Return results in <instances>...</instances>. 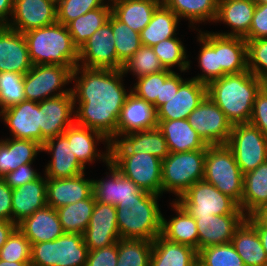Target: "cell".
Instances as JSON below:
<instances>
[{
  "instance_id": "obj_1",
  "label": "cell",
  "mask_w": 267,
  "mask_h": 266,
  "mask_svg": "<svg viewBox=\"0 0 267 266\" xmlns=\"http://www.w3.org/2000/svg\"><path fill=\"white\" fill-rule=\"evenodd\" d=\"M80 74V75H79ZM122 69L76 66L72 72L75 123L116 141V128L130 91L123 85ZM78 104V106H77Z\"/></svg>"
},
{
  "instance_id": "obj_2",
  "label": "cell",
  "mask_w": 267,
  "mask_h": 266,
  "mask_svg": "<svg viewBox=\"0 0 267 266\" xmlns=\"http://www.w3.org/2000/svg\"><path fill=\"white\" fill-rule=\"evenodd\" d=\"M262 81L249 70L224 75L207 85V95L233 124L248 123Z\"/></svg>"
},
{
  "instance_id": "obj_3",
  "label": "cell",
  "mask_w": 267,
  "mask_h": 266,
  "mask_svg": "<svg viewBox=\"0 0 267 266\" xmlns=\"http://www.w3.org/2000/svg\"><path fill=\"white\" fill-rule=\"evenodd\" d=\"M160 196L143 190L137 196V201H121L116 206L121 239L153 241L161 235L163 214L158 204Z\"/></svg>"
},
{
  "instance_id": "obj_4",
  "label": "cell",
  "mask_w": 267,
  "mask_h": 266,
  "mask_svg": "<svg viewBox=\"0 0 267 266\" xmlns=\"http://www.w3.org/2000/svg\"><path fill=\"white\" fill-rule=\"evenodd\" d=\"M23 34L33 65H78L79 49L73 43L67 26L56 22Z\"/></svg>"
},
{
  "instance_id": "obj_5",
  "label": "cell",
  "mask_w": 267,
  "mask_h": 266,
  "mask_svg": "<svg viewBox=\"0 0 267 266\" xmlns=\"http://www.w3.org/2000/svg\"><path fill=\"white\" fill-rule=\"evenodd\" d=\"M243 176L232 150L225 145L206 148L203 179L232 198L241 209Z\"/></svg>"
},
{
  "instance_id": "obj_6",
  "label": "cell",
  "mask_w": 267,
  "mask_h": 266,
  "mask_svg": "<svg viewBox=\"0 0 267 266\" xmlns=\"http://www.w3.org/2000/svg\"><path fill=\"white\" fill-rule=\"evenodd\" d=\"M206 150L169 152L162 160V195L170 192L177 200L193 184L203 180Z\"/></svg>"
},
{
  "instance_id": "obj_7",
  "label": "cell",
  "mask_w": 267,
  "mask_h": 266,
  "mask_svg": "<svg viewBox=\"0 0 267 266\" xmlns=\"http://www.w3.org/2000/svg\"><path fill=\"white\" fill-rule=\"evenodd\" d=\"M88 248L82 234L64 233L54 241L32 244L31 266H86Z\"/></svg>"
},
{
  "instance_id": "obj_8",
  "label": "cell",
  "mask_w": 267,
  "mask_h": 266,
  "mask_svg": "<svg viewBox=\"0 0 267 266\" xmlns=\"http://www.w3.org/2000/svg\"><path fill=\"white\" fill-rule=\"evenodd\" d=\"M76 66L40 64L24 75V93L26 100L41 102L71 92L65 88L72 82V72Z\"/></svg>"
},
{
  "instance_id": "obj_9",
  "label": "cell",
  "mask_w": 267,
  "mask_h": 266,
  "mask_svg": "<svg viewBox=\"0 0 267 266\" xmlns=\"http://www.w3.org/2000/svg\"><path fill=\"white\" fill-rule=\"evenodd\" d=\"M176 201L192 217L244 214L232 198L204 179L193 184Z\"/></svg>"
},
{
  "instance_id": "obj_10",
  "label": "cell",
  "mask_w": 267,
  "mask_h": 266,
  "mask_svg": "<svg viewBox=\"0 0 267 266\" xmlns=\"http://www.w3.org/2000/svg\"><path fill=\"white\" fill-rule=\"evenodd\" d=\"M109 162L142 190L162 196V160L144 151L110 154Z\"/></svg>"
},
{
  "instance_id": "obj_11",
  "label": "cell",
  "mask_w": 267,
  "mask_h": 266,
  "mask_svg": "<svg viewBox=\"0 0 267 266\" xmlns=\"http://www.w3.org/2000/svg\"><path fill=\"white\" fill-rule=\"evenodd\" d=\"M226 145L232 150L243 174L267 161V138L249 122L233 125Z\"/></svg>"
},
{
  "instance_id": "obj_12",
  "label": "cell",
  "mask_w": 267,
  "mask_h": 266,
  "mask_svg": "<svg viewBox=\"0 0 267 266\" xmlns=\"http://www.w3.org/2000/svg\"><path fill=\"white\" fill-rule=\"evenodd\" d=\"M187 120L208 145L228 143L233 124L208 95L189 114Z\"/></svg>"
},
{
  "instance_id": "obj_13",
  "label": "cell",
  "mask_w": 267,
  "mask_h": 266,
  "mask_svg": "<svg viewBox=\"0 0 267 266\" xmlns=\"http://www.w3.org/2000/svg\"><path fill=\"white\" fill-rule=\"evenodd\" d=\"M77 66L117 70V52L112 33V13L108 21L79 48Z\"/></svg>"
},
{
  "instance_id": "obj_14",
  "label": "cell",
  "mask_w": 267,
  "mask_h": 266,
  "mask_svg": "<svg viewBox=\"0 0 267 266\" xmlns=\"http://www.w3.org/2000/svg\"><path fill=\"white\" fill-rule=\"evenodd\" d=\"M0 117L12 138L36 141L41 145L46 141L41 135L39 102L24 100L0 111Z\"/></svg>"
},
{
  "instance_id": "obj_15",
  "label": "cell",
  "mask_w": 267,
  "mask_h": 266,
  "mask_svg": "<svg viewBox=\"0 0 267 266\" xmlns=\"http://www.w3.org/2000/svg\"><path fill=\"white\" fill-rule=\"evenodd\" d=\"M83 236L88 251L117 243L120 235L116 219V206L96 201Z\"/></svg>"
},
{
  "instance_id": "obj_16",
  "label": "cell",
  "mask_w": 267,
  "mask_h": 266,
  "mask_svg": "<svg viewBox=\"0 0 267 266\" xmlns=\"http://www.w3.org/2000/svg\"><path fill=\"white\" fill-rule=\"evenodd\" d=\"M7 27L25 33L57 22L56 5L49 0H14Z\"/></svg>"
},
{
  "instance_id": "obj_17",
  "label": "cell",
  "mask_w": 267,
  "mask_h": 266,
  "mask_svg": "<svg viewBox=\"0 0 267 266\" xmlns=\"http://www.w3.org/2000/svg\"><path fill=\"white\" fill-rule=\"evenodd\" d=\"M72 91L39 102L41 135L47 140L63 132L75 122Z\"/></svg>"
},
{
  "instance_id": "obj_18",
  "label": "cell",
  "mask_w": 267,
  "mask_h": 266,
  "mask_svg": "<svg viewBox=\"0 0 267 266\" xmlns=\"http://www.w3.org/2000/svg\"><path fill=\"white\" fill-rule=\"evenodd\" d=\"M207 96V85L196 79H185L173 95L157 111V120L187 119L189 114Z\"/></svg>"
},
{
  "instance_id": "obj_19",
  "label": "cell",
  "mask_w": 267,
  "mask_h": 266,
  "mask_svg": "<svg viewBox=\"0 0 267 266\" xmlns=\"http://www.w3.org/2000/svg\"><path fill=\"white\" fill-rule=\"evenodd\" d=\"M42 151L51 155V160L45 166L46 178L76 177L86 169L71 152V145L63 134L47 139L42 145Z\"/></svg>"
},
{
  "instance_id": "obj_20",
  "label": "cell",
  "mask_w": 267,
  "mask_h": 266,
  "mask_svg": "<svg viewBox=\"0 0 267 266\" xmlns=\"http://www.w3.org/2000/svg\"><path fill=\"white\" fill-rule=\"evenodd\" d=\"M246 217L245 214L193 217L198 231V251L209 246L230 243L235 230Z\"/></svg>"
},
{
  "instance_id": "obj_21",
  "label": "cell",
  "mask_w": 267,
  "mask_h": 266,
  "mask_svg": "<svg viewBox=\"0 0 267 266\" xmlns=\"http://www.w3.org/2000/svg\"><path fill=\"white\" fill-rule=\"evenodd\" d=\"M142 151L161 160L169 155L166 140L158 127L122 135L109 145V154H138Z\"/></svg>"
},
{
  "instance_id": "obj_22",
  "label": "cell",
  "mask_w": 267,
  "mask_h": 266,
  "mask_svg": "<svg viewBox=\"0 0 267 266\" xmlns=\"http://www.w3.org/2000/svg\"><path fill=\"white\" fill-rule=\"evenodd\" d=\"M63 135L68 139L71 145V149L78 161L86 168V165L93 163L96 160H102L106 164L109 162V145L110 141L105 138L98 131L92 130L91 128L83 127L76 124L75 122L70 125L64 132ZM99 142H105L106 151L102 152L97 149ZM98 143V144H97Z\"/></svg>"
},
{
  "instance_id": "obj_23",
  "label": "cell",
  "mask_w": 267,
  "mask_h": 266,
  "mask_svg": "<svg viewBox=\"0 0 267 266\" xmlns=\"http://www.w3.org/2000/svg\"><path fill=\"white\" fill-rule=\"evenodd\" d=\"M156 108L130 91L121 109L116 128V140L126 134L157 127Z\"/></svg>"
},
{
  "instance_id": "obj_24",
  "label": "cell",
  "mask_w": 267,
  "mask_h": 266,
  "mask_svg": "<svg viewBox=\"0 0 267 266\" xmlns=\"http://www.w3.org/2000/svg\"><path fill=\"white\" fill-rule=\"evenodd\" d=\"M106 166L110 172L106 174L108 179L92 180L95 200L114 206H117L121 201H137V196L143 190L131 179L123 176L111 162H108Z\"/></svg>"
},
{
  "instance_id": "obj_25",
  "label": "cell",
  "mask_w": 267,
  "mask_h": 266,
  "mask_svg": "<svg viewBox=\"0 0 267 266\" xmlns=\"http://www.w3.org/2000/svg\"><path fill=\"white\" fill-rule=\"evenodd\" d=\"M32 67L24 34L0 26V72L25 75Z\"/></svg>"
},
{
  "instance_id": "obj_26",
  "label": "cell",
  "mask_w": 267,
  "mask_h": 266,
  "mask_svg": "<svg viewBox=\"0 0 267 266\" xmlns=\"http://www.w3.org/2000/svg\"><path fill=\"white\" fill-rule=\"evenodd\" d=\"M84 177L85 172L71 178H47V205L58 209L89 198L93 194V179Z\"/></svg>"
},
{
  "instance_id": "obj_27",
  "label": "cell",
  "mask_w": 267,
  "mask_h": 266,
  "mask_svg": "<svg viewBox=\"0 0 267 266\" xmlns=\"http://www.w3.org/2000/svg\"><path fill=\"white\" fill-rule=\"evenodd\" d=\"M256 2L254 0H218V13L215 22L228 25L230 32H214L222 36L242 37L248 33Z\"/></svg>"
},
{
  "instance_id": "obj_28",
  "label": "cell",
  "mask_w": 267,
  "mask_h": 266,
  "mask_svg": "<svg viewBox=\"0 0 267 266\" xmlns=\"http://www.w3.org/2000/svg\"><path fill=\"white\" fill-rule=\"evenodd\" d=\"M17 228L31 244L54 241L65 233L56 209L48 205L24 218L17 224Z\"/></svg>"
},
{
  "instance_id": "obj_29",
  "label": "cell",
  "mask_w": 267,
  "mask_h": 266,
  "mask_svg": "<svg viewBox=\"0 0 267 266\" xmlns=\"http://www.w3.org/2000/svg\"><path fill=\"white\" fill-rule=\"evenodd\" d=\"M46 192V176L12 189V222L18 224L35 211L44 208L47 205Z\"/></svg>"
},
{
  "instance_id": "obj_30",
  "label": "cell",
  "mask_w": 267,
  "mask_h": 266,
  "mask_svg": "<svg viewBox=\"0 0 267 266\" xmlns=\"http://www.w3.org/2000/svg\"><path fill=\"white\" fill-rule=\"evenodd\" d=\"M157 121V127L166 140L169 152L206 150L209 146L191 127L187 119Z\"/></svg>"
},
{
  "instance_id": "obj_31",
  "label": "cell",
  "mask_w": 267,
  "mask_h": 266,
  "mask_svg": "<svg viewBox=\"0 0 267 266\" xmlns=\"http://www.w3.org/2000/svg\"><path fill=\"white\" fill-rule=\"evenodd\" d=\"M42 145L36 141L6 138L0 139V178L19 166L33 163Z\"/></svg>"
},
{
  "instance_id": "obj_32",
  "label": "cell",
  "mask_w": 267,
  "mask_h": 266,
  "mask_svg": "<svg viewBox=\"0 0 267 266\" xmlns=\"http://www.w3.org/2000/svg\"><path fill=\"white\" fill-rule=\"evenodd\" d=\"M111 13L134 31H141L149 24L162 0H112Z\"/></svg>"
},
{
  "instance_id": "obj_33",
  "label": "cell",
  "mask_w": 267,
  "mask_h": 266,
  "mask_svg": "<svg viewBox=\"0 0 267 266\" xmlns=\"http://www.w3.org/2000/svg\"><path fill=\"white\" fill-rule=\"evenodd\" d=\"M197 257L198 252L193 247L160 235L153 240L150 266H197Z\"/></svg>"
},
{
  "instance_id": "obj_34",
  "label": "cell",
  "mask_w": 267,
  "mask_h": 266,
  "mask_svg": "<svg viewBox=\"0 0 267 266\" xmlns=\"http://www.w3.org/2000/svg\"><path fill=\"white\" fill-rule=\"evenodd\" d=\"M176 216L168 221L162 217L161 235L180 244L193 247L198 252V231L195 219L175 200L170 203Z\"/></svg>"
},
{
  "instance_id": "obj_35",
  "label": "cell",
  "mask_w": 267,
  "mask_h": 266,
  "mask_svg": "<svg viewBox=\"0 0 267 266\" xmlns=\"http://www.w3.org/2000/svg\"><path fill=\"white\" fill-rule=\"evenodd\" d=\"M231 243L245 266H267V254L257 230L247 219L235 230Z\"/></svg>"
},
{
  "instance_id": "obj_36",
  "label": "cell",
  "mask_w": 267,
  "mask_h": 266,
  "mask_svg": "<svg viewBox=\"0 0 267 266\" xmlns=\"http://www.w3.org/2000/svg\"><path fill=\"white\" fill-rule=\"evenodd\" d=\"M218 67H221V77L248 70L247 43L244 38L218 34Z\"/></svg>"
},
{
  "instance_id": "obj_37",
  "label": "cell",
  "mask_w": 267,
  "mask_h": 266,
  "mask_svg": "<svg viewBox=\"0 0 267 266\" xmlns=\"http://www.w3.org/2000/svg\"><path fill=\"white\" fill-rule=\"evenodd\" d=\"M267 205V161L243 176L241 210L246 216Z\"/></svg>"
},
{
  "instance_id": "obj_38",
  "label": "cell",
  "mask_w": 267,
  "mask_h": 266,
  "mask_svg": "<svg viewBox=\"0 0 267 266\" xmlns=\"http://www.w3.org/2000/svg\"><path fill=\"white\" fill-rule=\"evenodd\" d=\"M179 20L180 18L162 3L140 33L142 45L152 47L165 39L176 37Z\"/></svg>"
},
{
  "instance_id": "obj_39",
  "label": "cell",
  "mask_w": 267,
  "mask_h": 266,
  "mask_svg": "<svg viewBox=\"0 0 267 266\" xmlns=\"http://www.w3.org/2000/svg\"><path fill=\"white\" fill-rule=\"evenodd\" d=\"M162 3L172 10L181 20L187 19L189 27L196 29L194 24L214 22L218 13V0H162Z\"/></svg>"
},
{
  "instance_id": "obj_40",
  "label": "cell",
  "mask_w": 267,
  "mask_h": 266,
  "mask_svg": "<svg viewBox=\"0 0 267 266\" xmlns=\"http://www.w3.org/2000/svg\"><path fill=\"white\" fill-rule=\"evenodd\" d=\"M197 31V41L202 46L196 59L202 73H198L193 79L208 85L211 81L221 78V67H218V34L207 30Z\"/></svg>"
},
{
  "instance_id": "obj_41",
  "label": "cell",
  "mask_w": 267,
  "mask_h": 266,
  "mask_svg": "<svg viewBox=\"0 0 267 266\" xmlns=\"http://www.w3.org/2000/svg\"><path fill=\"white\" fill-rule=\"evenodd\" d=\"M96 203L94 194L85 200L64 205L56 209L65 233L82 234L85 232Z\"/></svg>"
},
{
  "instance_id": "obj_42",
  "label": "cell",
  "mask_w": 267,
  "mask_h": 266,
  "mask_svg": "<svg viewBox=\"0 0 267 266\" xmlns=\"http://www.w3.org/2000/svg\"><path fill=\"white\" fill-rule=\"evenodd\" d=\"M104 7L91 10L71 21L68 31L73 39V43L78 49L89 39V37L100 27H102L111 15V4L109 1Z\"/></svg>"
},
{
  "instance_id": "obj_43",
  "label": "cell",
  "mask_w": 267,
  "mask_h": 266,
  "mask_svg": "<svg viewBox=\"0 0 267 266\" xmlns=\"http://www.w3.org/2000/svg\"><path fill=\"white\" fill-rule=\"evenodd\" d=\"M112 33L117 52V70L122 69L127 60L142 46L140 33L119 21L112 14Z\"/></svg>"
},
{
  "instance_id": "obj_44",
  "label": "cell",
  "mask_w": 267,
  "mask_h": 266,
  "mask_svg": "<svg viewBox=\"0 0 267 266\" xmlns=\"http://www.w3.org/2000/svg\"><path fill=\"white\" fill-rule=\"evenodd\" d=\"M186 47L178 37L165 39L158 44L152 46L154 53L157 55L164 69L173 71L176 65L182 72H187L191 68L190 60L186 53Z\"/></svg>"
},
{
  "instance_id": "obj_45",
  "label": "cell",
  "mask_w": 267,
  "mask_h": 266,
  "mask_svg": "<svg viewBox=\"0 0 267 266\" xmlns=\"http://www.w3.org/2000/svg\"><path fill=\"white\" fill-rule=\"evenodd\" d=\"M153 241L119 239L116 266H150Z\"/></svg>"
},
{
  "instance_id": "obj_46",
  "label": "cell",
  "mask_w": 267,
  "mask_h": 266,
  "mask_svg": "<svg viewBox=\"0 0 267 266\" xmlns=\"http://www.w3.org/2000/svg\"><path fill=\"white\" fill-rule=\"evenodd\" d=\"M197 266H245L233 244H218L198 251Z\"/></svg>"
},
{
  "instance_id": "obj_47",
  "label": "cell",
  "mask_w": 267,
  "mask_h": 266,
  "mask_svg": "<svg viewBox=\"0 0 267 266\" xmlns=\"http://www.w3.org/2000/svg\"><path fill=\"white\" fill-rule=\"evenodd\" d=\"M164 70L152 47L142 45L123 65L124 75L133 72L136 79Z\"/></svg>"
},
{
  "instance_id": "obj_48",
  "label": "cell",
  "mask_w": 267,
  "mask_h": 266,
  "mask_svg": "<svg viewBox=\"0 0 267 266\" xmlns=\"http://www.w3.org/2000/svg\"><path fill=\"white\" fill-rule=\"evenodd\" d=\"M26 100L24 75L0 72V111Z\"/></svg>"
},
{
  "instance_id": "obj_49",
  "label": "cell",
  "mask_w": 267,
  "mask_h": 266,
  "mask_svg": "<svg viewBox=\"0 0 267 266\" xmlns=\"http://www.w3.org/2000/svg\"><path fill=\"white\" fill-rule=\"evenodd\" d=\"M173 71L164 69L157 73L148 74L147 76L137 79L134 87H130V91L136 96L151 103L157 110V99H161V82H165L166 78Z\"/></svg>"
},
{
  "instance_id": "obj_50",
  "label": "cell",
  "mask_w": 267,
  "mask_h": 266,
  "mask_svg": "<svg viewBox=\"0 0 267 266\" xmlns=\"http://www.w3.org/2000/svg\"><path fill=\"white\" fill-rule=\"evenodd\" d=\"M31 242L17 228L0 249V259L8 262H30Z\"/></svg>"
},
{
  "instance_id": "obj_51",
  "label": "cell",
  "mask_w": 267,
  "mask_h": 266,
  "mask_svg": "<svg viewBox=\"0 0 267 266\" xmlns=\"http://www.w3.org/2000/svg\"><path fill=\"white\" fill-rule=\"evenodd\" d=\"M106 0H61L56 6L57 22L67 26L71 21L79 16L104 7Z\"/></svg>"
},
{
  "instance_id": "obj_52",
  "label": "cell",
  "mask_w": 267,
  "mask_h": 266,
  "mask_svg": "<svg viewBox=\"0 0 267 266\" xmlns=\"http://www.w3.org/2000/svg\"><path fill=\"white\" fill-rule=\"evenodd\" d=\"M248 70L262 82L267 80V38L246 41Z\"/></svg>"
},
{
  "instance_id": "obj_53",
  "label": "cell",
  "mask_w": 267,
  "mask_h": 266,
  "mask_svg": "<svg viewBox=\"0 0 267 266\" xmlns=\"http://www.w3.org/2000/svg\"><path fill=\"white\" fill-rule=\"evenodd\" d=\"M118 242L108 247L88 251L86 266H116Z\"/></svg>"
},
{
  "instance_id": "obj_54",
  "label": "cell",
  "mask_w": 267,
  "mask_h": 266,
  "mask_svg": "<svg viewBox=\"0 0 267 266\" xmlns=\"http://www.w3.org/2000/svg\"><path fill=\"white\" fill-rule=\"evenodd\" d=\"M249 123L256 126L267 138V92L263 88L256 96Z\"/></svg>"
},
{
  "instance_id": "obj_55",
  "label": "cell",
  "mask_w": 267,
  "mask_h": 266,
  "mask_svg": "<svg viewBox=\"0 0 267 266\" xmlns=\"http://www.w3.org/2000/svg\"><path fill=\"white\" fill-rule=\"evenodd\" d=\"M257 38H267V4L256 3L249 33L244 37L246 41Z\"/></svg>"
},
{
  "instance_id": "obj_56",
  "label": "cell",
  "mask_w": 267,
  "mask_h": 266,
  "mask_svg": "<svg viewBox=\"0 0 267 266\" xmlns=\"http://www.w3.org/2000/svg\"><path fill=\"white\" fill-rule=\"evenodd\" d=\"M32 164L33 163L21 165L16 170L5 175L3 179L6 184L11 189H15L38 179L41 175L33 169Z\"/></svg>"
},
{
  "instance_id": "obj_57",
  "label": "cell",
  "mask_w": 267,
  "mask_h": 266,
  "mask_svg": "<svg viewBox=\"0 0 267 266\" xmlns=\"http://www.w3.org/2000/svg\"><path fill=\"white\" fill-rule=\"evenodd\" d=\"M185 80L173 71L165 80V82H161V99H157V109L167 102L173 95H176L179 86Z\"/></svg>"
},
{
  "instance_id": "obj_58",
  "label": "cell",
  "mask_w": 267,
  "mask_h": 266,
  "mask_svg": "<svg viewBox=\"0 0 267 266\" xmlns=\"http://www.w3.org/2000/svg\"><path fill=\"white\" fill-rule=\"evenodd\" d=\"M0 220L12 221V189L0 178Z\"/></svg>"
},
{
  "instance_id": "obj_59",
  "label": "cell",
  "mask_w": 267,
  "mask_h": 266,
  "mask_svg": "<svg viewBox=\"0 0 267 266\" xmlns=\"http://www.w3.org/2000/svg\"><path fill=\"white\" fill-rule=\"evenodd\" d=\"M14 0H0V26H7L13 13Z\"/></svg>"
},
{
  "instance_id": "obj_60",
  "label": "cell",
  "mask_w": 267,
  "mask_h": 266,
  "mask_svg": "<svg viewBox=\"0 0 267 266\" xmlns=\"http://www.w3.org/2000/svg\"><path fill=\"white\" fill-rule=\"evenodd\" d=\"M16 229L17 224H15L14 222L8 220H0V249Z\"/></svg>"
},
{
  "instance_id": "obj_61",
  "label": "cell",
  "mask_w": 267,
  "mask_h": 266,
  "mask_svg": "<svg viewBox=\"0 0 267 266\" xmlns=\"http://www.w3.org/2000/svg\"><path fill=\"white\" fill-rule=\"evenodd\" d=\"M246 219L256 228L261 244L267 254V229L264 228L252 215L247 216Z\"/></svg>"
},
{
  "instance_id": "obj_62",
  "label": "cell",
  "mask_w": 267,
  "mask_h": 266,
  "mask_svg": "<svg viewBox=\"0 0 267 266\" xmlns=\"http://www.w3.org/2000/svg\"><path fill=\"white\" fill-rule=\"evenodd\" d=\"M252 216L267 229V206L260 207Z\"/></svg>"
},
{
  "instance_id": "obj_63",
  "label": "cell",
  "mask_w": 267,
  "mask_h": 266,
  "mask_svg": "<svg viewBox=\"0 0 267 266\" xmlns=\"http://www.w3.org/2000/svg\"><path fill=\"white\" fill-rule=\"evenodd\" d=\"M0 266H31L30 262H8L0 259Z\"/></svg>"
},
{
  "instance_id": "obj_64",
  "label": "cell",
  "mask_w": 267,
  "mask_h": 266,
  "mask_svg": "<svg viewBox=\"0 0 267 266\" xmlns=\"http://www.w3.org/2000/svg\"><path fill=\"white\" fill-rule=\"evenodd\" d=\"M262 88L267 92V80L262 82Z\"/></svg>"
},
{
  "instance_id": "obj_65",
  "label": "cell",
  "mask_w": 267,
  "mask_h": 266,
  "mask_svg": "<svg viewBox=\"0 0 267 266\" xmlns=\"http://www.w3.org/2000/svg\"><path fill=\"white\" fill-rule=\"evenodd\" d=\"M256 3L267 4V0H254Z\"/></svg>"
},
{
  "instance_id": "obj_66",
  "label": "cell",
  "mask_w": 267,
  "mask_h": 266,
  "mask_svg": "<svg viewBox=\"0 0 267 266\" xmlns=\"http://www.w3.org/2000/svg\"><path fill=\"white\" fill-rule=\"evenodd\" d=\"M51 2H53L56 6L61 2V0H49Z\"/></svg>"
}]
</instances>
